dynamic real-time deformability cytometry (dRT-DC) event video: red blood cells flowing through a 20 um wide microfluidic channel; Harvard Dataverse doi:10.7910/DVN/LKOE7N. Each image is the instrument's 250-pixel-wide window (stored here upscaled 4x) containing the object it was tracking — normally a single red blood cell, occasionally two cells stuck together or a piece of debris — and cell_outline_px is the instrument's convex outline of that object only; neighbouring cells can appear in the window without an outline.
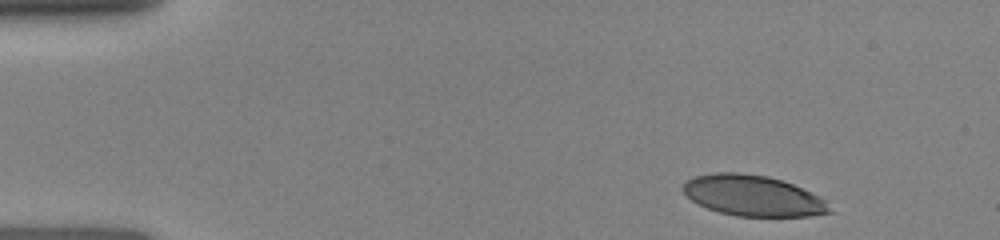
{"species": "human", "species_latin": "Homo sapiens", "temperature_condition": "room temperature", "stored_images_in_passage": 6, "camera_frame_rate_fps": 3000, "um_per_image_px": 0.085, "donor": {"sex": "female"}, "frame": {"image": 1, "passage_image": 1, "time_ms": 0.0, "image_size_px": [1000, 240], "cell_outline_px": [[832, 212], [812, 216], [736, 216], [720, 212], [708, 208], [692, 200], [680, 188], [688, 180], [696, 176], [716, 172], [740, 172], [768, 176], [792, 184], [820, 196], [824, 200]], "centroid_in_image_um": [64.0, 16.63], "position_along_channel_um": 21.0, "area_um2": 34.51}}
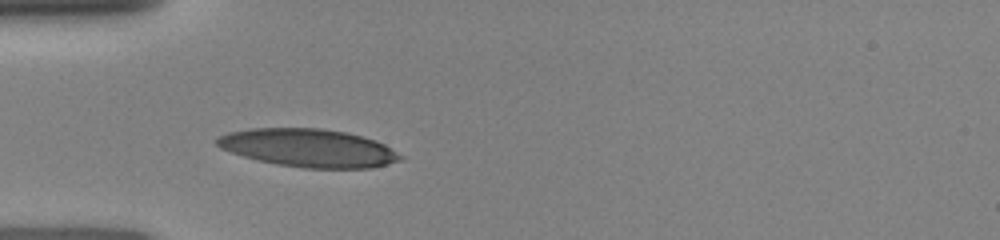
{"frame": {"image": 2, "passage_image": 4, "time_ms": 3.0, "image_size_px": [1000, 240], "cell_outline_px": [[404, 156], [400, 160], [372, 168], [304, 168], [276, 164], [244, 156], [220, 148], [216, 144], [216, 136], [228, 132], [248, 128], [320, 128], [344, 132], [376, 140], [384, 144]], "centroid_in_image_um": [26.2, 12.57], "position_along_channel_um": 58.8, "area_um2": 40.58}}
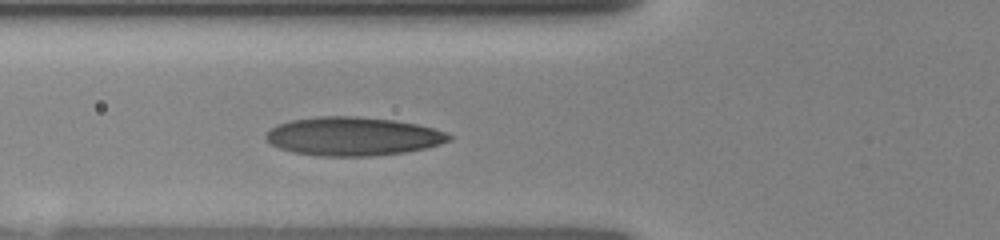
{"frame": {"image": 3, "passage_image": 6, "time_ms": 4.0, "image_size_px": [1000, 240], "cell_outline_px": [[452, 140], [440, 144], [424, 148], [404, 152], [368, 156], [320, 156], [292, 152], [280, 148], [272, 144], [264, 136], [276, 124], [288, 120], [320, 116], [356, 116], [392, 120], [416, 124], [432, 128], [444, 132], [452, 136]], "centroid_in_image_um": [29.97, 11.58], "position_along_channel_um": 95.8, "area_um2": 40.98}}